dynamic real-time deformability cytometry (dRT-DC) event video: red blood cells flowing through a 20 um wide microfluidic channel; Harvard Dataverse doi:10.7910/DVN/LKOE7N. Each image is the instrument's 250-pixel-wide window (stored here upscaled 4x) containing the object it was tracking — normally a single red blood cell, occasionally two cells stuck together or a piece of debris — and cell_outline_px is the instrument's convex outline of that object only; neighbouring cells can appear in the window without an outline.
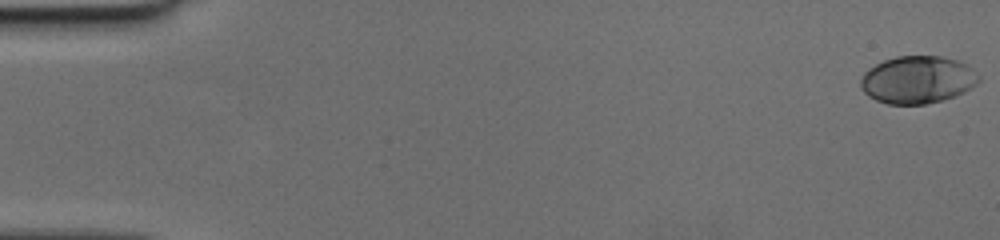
{"species": "human", "species_latin": "Homo sapiens", "temperature_condition": "cold", "stored_images_in_passage": 51, "camera_frame_rate_fps": 3000, "um_per_image_px": 0.085, "donor": {"sex": "female"}, "frame": {"image": 1, "passage_image": 1, "time_ms": 0.0, "image_size_px": [1000, 240], "cell_outline_px": [[980, 80], [976, 84], [964, 92], [956, 96], [924, 104], [888, 104], [876, 100], [868, 96], [860, 88], [860, 80], [864, 72], [868, 68], [884, 60], [896, 56], [940, 56], [956, 60], [972, 68], [980, 76]], "centroid_in_image_um": [77.97, 6.78], "position_along_channel_um": 7.0, "area_um2": 32.71}}
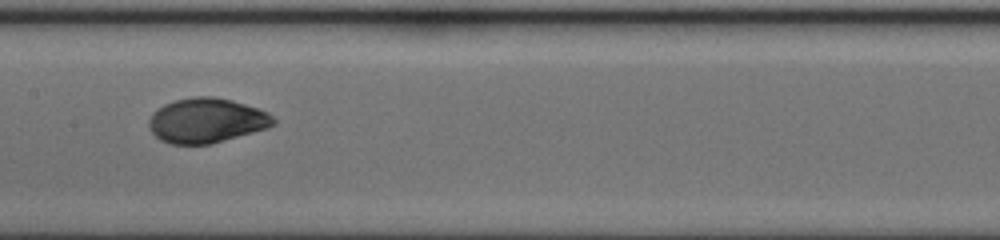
{"frame": {"image": 2, "passage_image": 27, "time_ms": 8.667, "image_size_px": [1000, 240], "cell_outline_px": [[276, 124], [268, 128], [212, 144], [168, 144], [160, 140], [152, 132], [148, 124], [148, 120], [152, 112], [156, 108], [164, 104], [176, 100], [192, 96], [212, 96], [232, 100], [268, 112], [276, 120]], "centroid_in_image_um": [17.54, 10.25], "position_along_channel_um": 189.9, "area_um2": 32.71}}
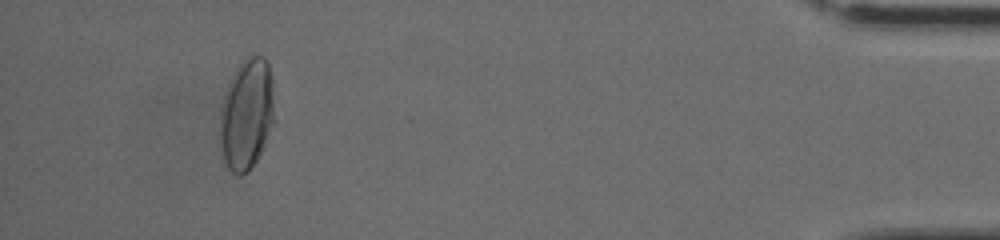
{"frame": {"image": 3, "passage_image": 48, "time_ms": 15.667, "image_size_px": [1000, 240], "cell_outline_px": [[276, 120], [256, 160], [240, 176], [236, 176], [228, 168], [224, 160], [220, 144], [220, 108], [228, 84], [236, 68], [244, 56], [252, 52], [264, 56], [268, 64], [272, 76]], "centroid_in_image_um": [20.99, 9.62], "position_along_channel_um": 414.2, "area_um2": 35.89}}